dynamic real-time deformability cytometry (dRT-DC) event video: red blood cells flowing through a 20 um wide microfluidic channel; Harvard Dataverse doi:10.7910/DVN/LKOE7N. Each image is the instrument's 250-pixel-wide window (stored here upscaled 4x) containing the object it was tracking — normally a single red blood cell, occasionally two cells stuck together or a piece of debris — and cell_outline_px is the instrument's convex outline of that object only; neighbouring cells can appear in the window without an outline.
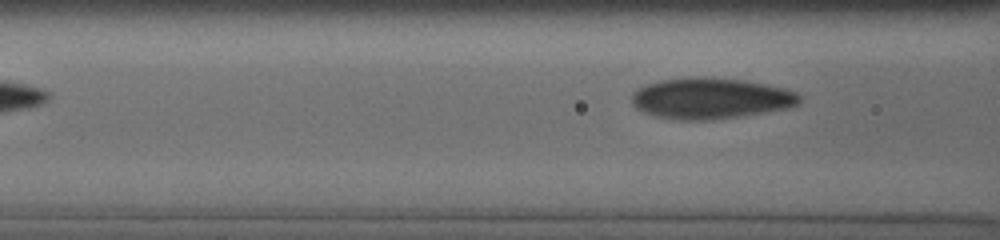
{"species": "human", "species_latin": "Homo sapiens", "temperature_condition": "cold", "stored_images_in_passage": 7, "segment_of_instrument_passage": [2, 2], "camera_frame_rate_fps": 3000, "um_per_image_px": 0.085, "donor": {"sex": "male"}, "frame": {"image": 1, "passage_image": 7, "time_ms": 5.0, "image_size_px": [1000, 240], "cell_outline_px": [[800, 100], [796, 104], [788, 108], [764, 112], [712, 120], [680, 120], [656, 116], [644, 112], [636, 108], [632, 104], [632, 92], [636, 88], [660, 80], [692, 76], [712, 76], [744, 80], [764, 84], [796, 92], [800, 96]], "centroid_in_image_um": [60.35, 8.34], "position_along_channel_um": 106.3, "area_um2": 40.11}}